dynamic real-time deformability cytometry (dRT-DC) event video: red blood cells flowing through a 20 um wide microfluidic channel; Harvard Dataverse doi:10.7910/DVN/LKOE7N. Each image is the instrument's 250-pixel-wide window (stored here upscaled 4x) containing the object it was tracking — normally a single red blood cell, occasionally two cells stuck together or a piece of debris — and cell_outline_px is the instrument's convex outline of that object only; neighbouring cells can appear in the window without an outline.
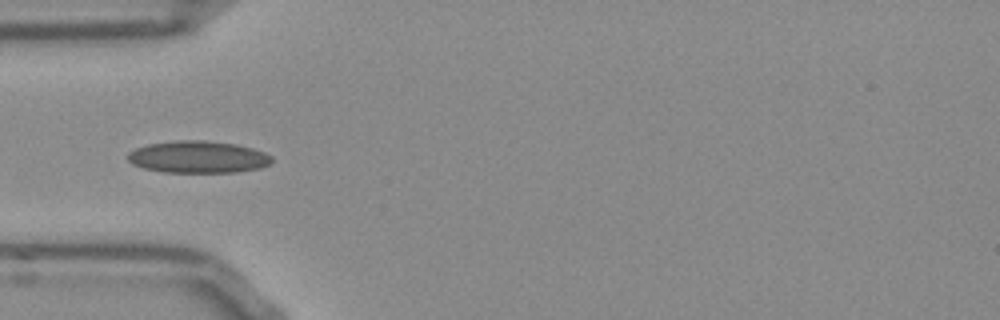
{"species": "Egyptian fruit bat (a non-hibernating species)", "species_latin": "Rousettus aegyptiacus", "temperature_condition": "room temperature", "stored_images_in_passage": 29, "camera_frame_rate_fps": 3000, "um_per_image_px": 0.085, "frame": {"image": 1, "passage_image": 5, "time_ms": 1.333, "image_size_px": [1000, 320], "cell_outline_px": [[272, 160], [268, 164], [260, 168], [236, 172], [164, 172], [144, 168], [132, 164], [128, 160], [128, 152], [136, 148], [148, 144], [176, 140], [204, 140], [236, 144], [252, 148], [264, 152], [272, 156]], "centroid_in_image_um": [16.83, 13.34], "position_along_channel_um": 68.2, "area_um2": 26.88}, "authors_computed_cell_mechanics": {"area_um2": 19.8832, "velocity_mm_per_s": 3.8334, "shape_relaxation_time_tau1_ms": null, "shape_relaxation_time_tau2_ms": 2.8314, "deformation_change_tau1": null, "deformation_change_tau2": 0.0596}}